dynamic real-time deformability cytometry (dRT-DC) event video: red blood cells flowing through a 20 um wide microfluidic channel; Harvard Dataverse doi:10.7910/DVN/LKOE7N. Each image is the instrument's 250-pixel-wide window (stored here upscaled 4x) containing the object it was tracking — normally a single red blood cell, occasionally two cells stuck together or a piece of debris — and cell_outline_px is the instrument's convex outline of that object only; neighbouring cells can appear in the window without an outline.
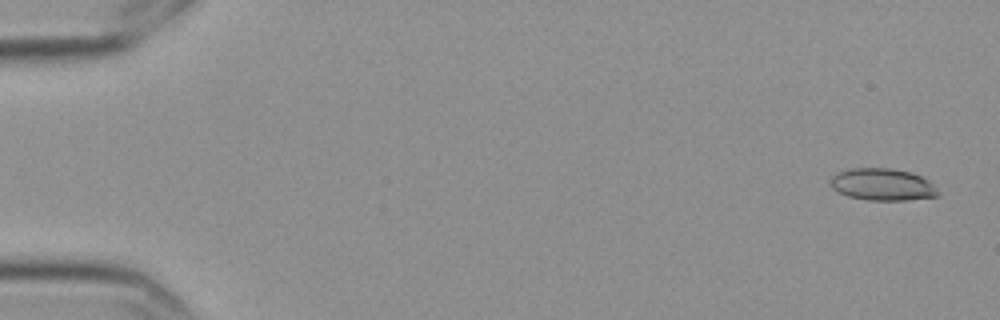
{"species": "Egyptian fruit bat (a non-hibernating species)", "species_latin": "Rousettus aegyptiacus", "temperature_condition": "cold", "stored_images_in_passage": 15, "camera_frame_rate_fps": 3000, "um_per_image_px": 0.085, "frame": {"image": 1, "passage_image": 1, "time_ms": 0.0, "image_size_px": [1000, 320], "cell_outline_px": [[940, 192], [936, 196], [908, 200], [868, 200], [848, 196], [832, 188], [828, 184], [828, 180], [832, 176], [840, 172], [852, 168], [892, 168], [908, 172], [920, 176], [928, 180]], "centroid_in_image_um": [74.98, 15.68], "position_along_channel_um": 10.0, "area_um2": 20.0}}
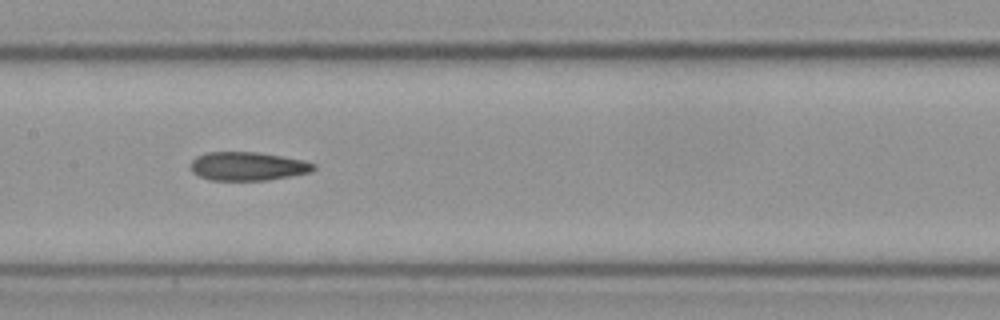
{"frame": {"image": 2, "passage_image": 8, "time_ms": 2.333, "image_size_px": [1000, 320], "cell_outline_px": [[316, 168], [312, 172], [268, 180], [208, 180], [192, 172], [192, 160], [196, 156], [208, 152], [256, 152], [280, 156], [300, 160], [316, 164]], "centroid_in_image_um": [21.06, 14.14], "position_along_channel_um": 186.3, "area_um2": 20.35}}
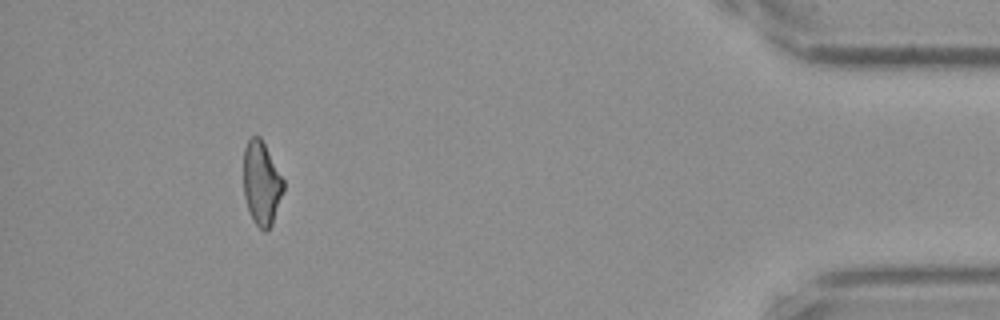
{"frame": {"image": 3, "passage_image": 14, "time_ms": 4.333, "image_size_px": [1000, 320], "cell_outline_px": [[284, 192], [272, 224], [264, 232], [252, 220], [244, 196], [244, 148], [248, 140], [252, 136], [260, 136], [284, 180]], "centroid_in_image_um": [22.24, 15.58], "position_along_channel_um": 413.0, "area_um2": 19.42}}